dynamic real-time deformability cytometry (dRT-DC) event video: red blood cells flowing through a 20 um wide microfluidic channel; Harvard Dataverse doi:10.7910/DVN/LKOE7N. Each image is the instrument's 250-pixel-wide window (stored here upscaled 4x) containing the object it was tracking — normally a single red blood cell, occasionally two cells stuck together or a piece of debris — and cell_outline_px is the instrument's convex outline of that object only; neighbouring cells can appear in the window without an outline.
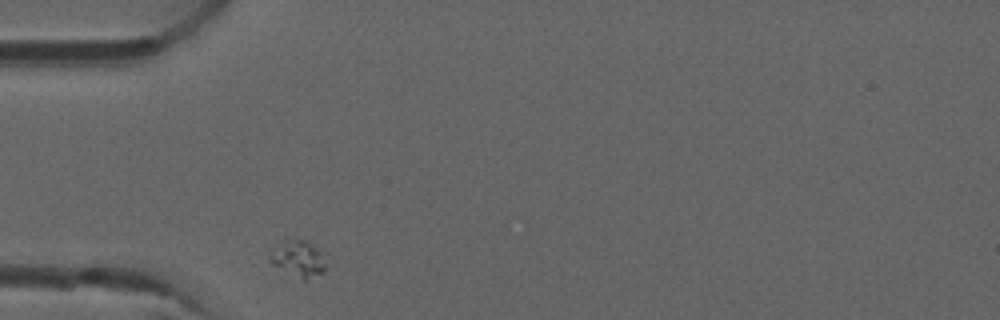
{"species": "common noctule bat (a hibernating species)", "species_latin": "Nyctalus noctula", "temperature_condition": "room temperature", "stored_images_in_passage": 3, "camera_frame_rate_fps": 3000, "um_per_image_px": 0.085, "animal": {"sex": "male", "forearm_length_mm": 52.5}, "frame": {"image": 1, "passage_image": 1, "time_ms": 0.0, "image_size_px": [1000, 320], "cell_outline_px": [[324, 272], [304, 280], [272, 264], [268, 260], [268, 256], [292, 236], [308, 240], [320, 252], [324, 264]], "centroid_in_image_um": [25.35, 21.96], "position_along_channel_um": 59.6, "area_um2": 11.39}}